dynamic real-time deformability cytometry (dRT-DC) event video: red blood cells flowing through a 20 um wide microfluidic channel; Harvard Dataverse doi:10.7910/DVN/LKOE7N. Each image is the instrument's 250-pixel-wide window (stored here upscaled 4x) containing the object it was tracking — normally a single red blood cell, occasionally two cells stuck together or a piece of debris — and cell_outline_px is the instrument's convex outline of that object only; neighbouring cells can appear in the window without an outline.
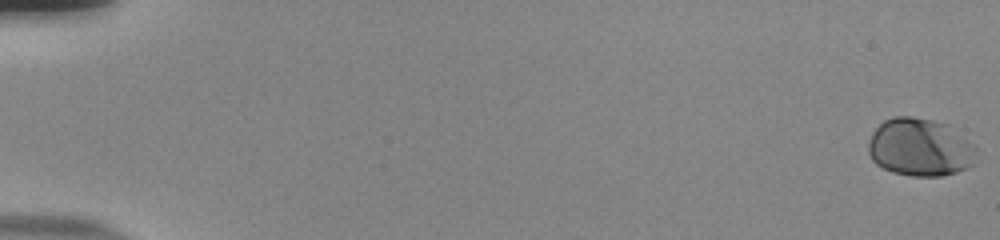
{"species": "human", "species_latin": "Homo sapiens", "temperature_condition": "room temperature", "stored_images_in_passage": 56, "camera_frame_rate_fps": 3000, "um_per_image_px": 0.085, "donor": {"sex": "male"}, "frame": {"image": 1, "passage_image": 1, "time_ms": 0.0, "image_size_px": [1000, 240], "cell_outline_px": [[976, 148], [972, 164], [968, 168], [956, 172], [940, 176], [912, 176], [892, 172], [876, 164], [872, 160], [868, 152], [868, 140], [872, 132], [884, 120], [892, 116], [912, 116], [932, 120], [948, 124], [976, 144]], "centroid_in_image_um": [78.2, 12.51], "position_along_channel_um": 6.8, "area_um2": 36.82}}
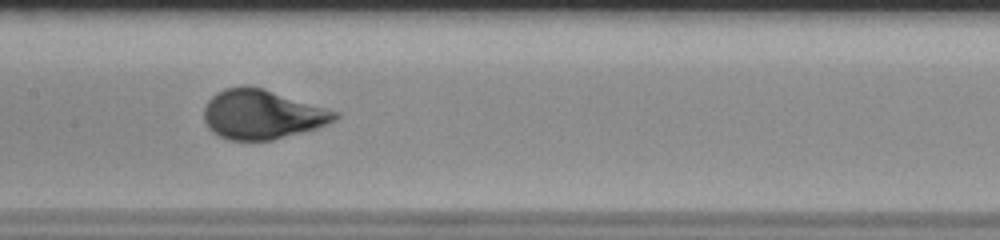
{"frame": {"image": 2, "passage_image": 30, "time_ms": 9.667, "image_size_px": [1000, 240], "cell_outline_px": [[340, 116], [336, 120], [328, 124], [316, 128], [272, 140], [228, 140], [212, 132], [208, 128], [204, 120], [204, 108], [208, 100], [216, 92], [224, 88], [244, 84], [264, 88], [340, 112]], "centroid_in_image_um": [22.27, 9.7], "position_along_channel_um": 185.1, "area_um2": 38.03}}
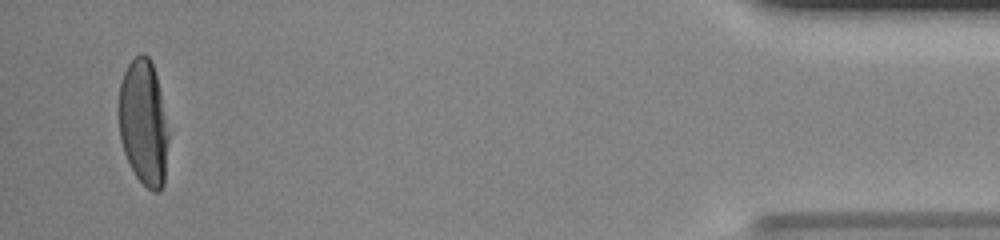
{"frame": {"image": 3, "passage_image": 54, "time_ms": 17.667, "image_size_px": [1000, 240], "cell_outline_px": [[172, 132], [164, 184], [160, 192], [152, 192], [136, 176], [124, 152], [120, 140], [120, 80], [128, 64], [140, 52], [144, 52], [148, 56], [152, 64], [156, 76]], "centroid_in_image_um": [12.28, 10.47], "position_along_channel_um": 422.9, "area_um2": 37.34}, "authors_computed_cell_mechanics": {"area_um2": 36.7319, "velocity_mm_per_s": 3.8375, "shape_relaxation_time_tau1_ms": 3.0055, "shape_relaxation_time_tau2_ms": null, "deformation_change_tau1": 0.1826, "deformation_change_tau2": null}}